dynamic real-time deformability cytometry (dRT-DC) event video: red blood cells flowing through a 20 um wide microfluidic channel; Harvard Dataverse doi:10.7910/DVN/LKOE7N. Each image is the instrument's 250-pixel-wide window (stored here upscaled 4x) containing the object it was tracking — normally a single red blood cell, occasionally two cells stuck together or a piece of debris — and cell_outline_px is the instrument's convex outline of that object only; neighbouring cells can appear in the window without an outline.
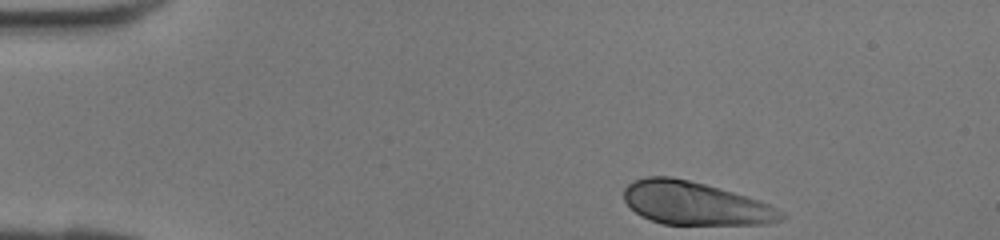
{"species": "human", "species_latin": "Homo sapiens", "temperature_condition": "room temperature", "stored_images_in_passage": 31, "camera_frame_rate_fps": 3000, "um_per_image_px": 0.085, "donor": {"sex": "female"}, "frame": {"image": 1, "passage_image": 1, "time_ms": 0.0, "image_size_px": [1000, 240], "cell_outline_px": [[788, 216], [784, 220], [768, 224], [664, 224], [640, 216], [624, 200], [624, 188], [632, 180], [644, 176], [672, 176], [704, 184], [748, 196], [760, 200], [784, 212]], "centroid_in_image_um": [59.11, 17.28], "position_along_channel_um": 25.9, "area_um2": 39.71}}
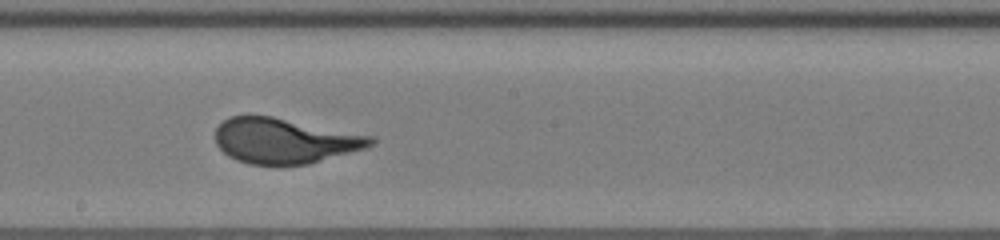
{"frame": {"image": 2, "passage_image": 18, "time_ms": 5.667, "image_size_px": [1000, 240], "cell_outline_px": [[376, 144], [368, 148], [308, 164], [280, 168], [248, 164], [236, 160], [228, 156], [216, 144], [216, 128], [228, 116], [272, 116], [376, 136]], "centroid_in_image_um": [24.25, 12.0], "position_along_channel_um": 224.0, "area_um2": 42.08}}
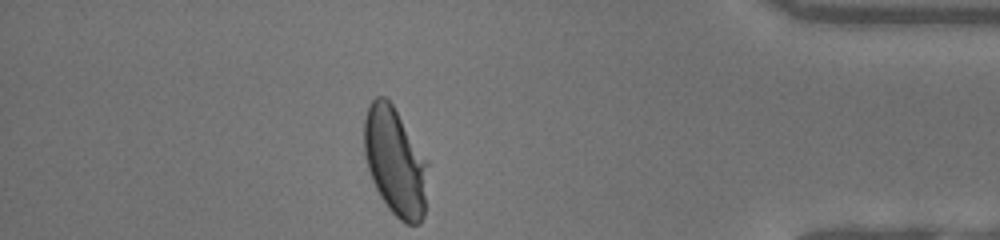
{"frame": {"image": 3, "passage_image": 31, "time_ms": 10.0, "image_size_px": [1000, 240], "cell_outline_px": [[428, 164], [424, 216], [420, 224], [404, 224], [388, 208], [380, 196], [372, 180], [364, 156], [364, 120], [368, 104], [376, 96], [384, 96], [392, 104], [428, 160]], "centroid_in_image_um": [33.59, 13.75], "position_along_channel_um": 401.6, "area_um2": 40.29}}